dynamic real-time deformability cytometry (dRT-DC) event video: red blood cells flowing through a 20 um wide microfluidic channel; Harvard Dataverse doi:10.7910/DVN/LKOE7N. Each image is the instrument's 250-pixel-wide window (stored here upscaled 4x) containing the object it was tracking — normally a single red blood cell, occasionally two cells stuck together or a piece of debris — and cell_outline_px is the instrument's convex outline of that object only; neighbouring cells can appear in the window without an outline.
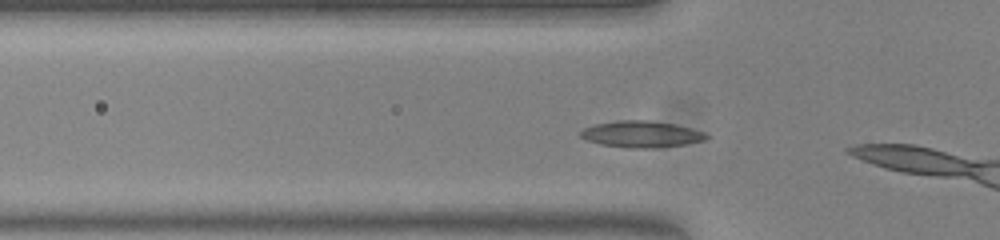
{"species": "common noctule bat (a hibernating species)", "species_latin": "Nyctalus noctula", "temperature_condition": "warm", "stored_images_in_passage": 5, "camera_frame_rate_fps": 3000, "um_per_image_px": 0.085, "animal": {"sex": "female", "body_mass_g": 23.0, "forearm_length_mm": 53.4}, "frame": {"image": 1, "passage_image": 3, "time_ms": 0.667, "image_size_px": [1000, 240], "cell_outline_px": [[708, 136], [704, 140], [684, 144], [656, 148], [628, 148], [600, 144], [588, 140], [580, 136], [580, 132], [584, 128], [596, 124], [616, 120], [648, 120], [676, 124], [692, 128], [704, 132]], "centroid_in_image_um": [54.52, 11.4], "position_along_channel_um": 71.3, "area_um2": 19.36}}